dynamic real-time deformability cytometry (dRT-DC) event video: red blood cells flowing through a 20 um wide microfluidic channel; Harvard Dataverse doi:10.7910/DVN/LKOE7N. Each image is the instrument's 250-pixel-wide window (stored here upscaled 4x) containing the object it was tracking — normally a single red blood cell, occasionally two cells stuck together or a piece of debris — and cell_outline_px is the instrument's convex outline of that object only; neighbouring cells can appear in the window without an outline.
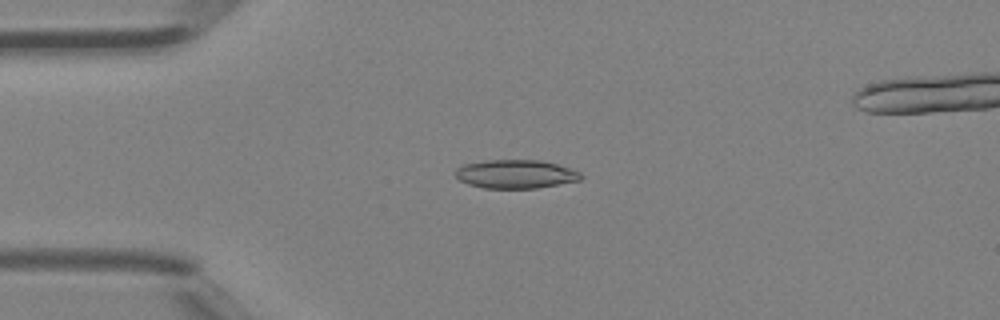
{"species": "Egyptian fruit bat (a non-hibernating species)", "species_latin": "Rousettus aegyptiacus", "temperature_condition": "room temperature", "stored_images_in_passage": 5, "camera_frame_rate_fps": 3000, "um_per_image_px": 0.085, "animal": {"sex": "female"}, "frame": {"image": 1, "passage_image": 4, "time_ms": 1.0, "image_size_px": [1000, 320], "cell_outline_px": [[584, 176], [580, 180], [536, 188], [484, 188], [468, 184], [460, 180], [456, 176], [456, 168], [464, 164], [488, 160], [540, 160], [556, 164], [580, 172]], "centroid_in_image_um": [43.83, 14.79], "position_along_channel_um": 41.2, "area_um2": 20.75}}